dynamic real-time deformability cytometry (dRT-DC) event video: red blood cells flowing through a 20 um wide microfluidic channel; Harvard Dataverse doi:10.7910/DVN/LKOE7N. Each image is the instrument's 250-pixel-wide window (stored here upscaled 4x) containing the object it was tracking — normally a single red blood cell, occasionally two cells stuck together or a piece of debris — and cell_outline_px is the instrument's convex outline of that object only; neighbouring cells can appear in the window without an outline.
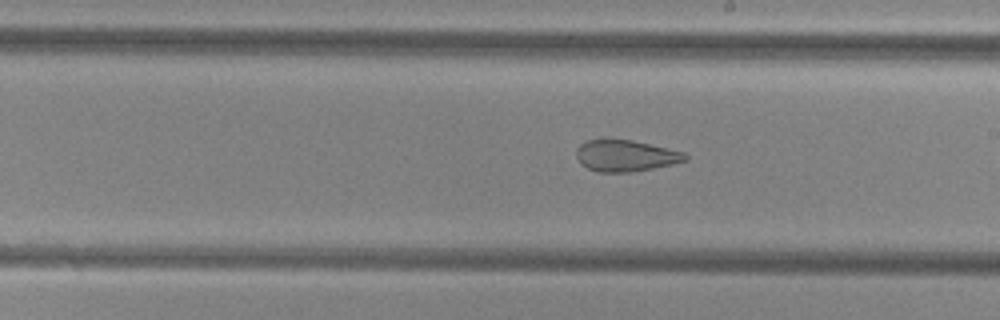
{"species": "common noctule bat (a hibernating species)", "species_latin": "Nyctalus noctula", "temperature_condition": "cold", "stored_images_in_passage": 40, "camera_frame_rate_fps": 3000, "um_per_image_px": 0.085, "animal": {"sex": "female", "body_mass_g": 29.2, "forearm_length_mm": 56.3}, "frame": {"image": 1, "passage_image": 28, "time_ms": 9.0, "image_size_px": [1000, 320], "cell_outline_px": [[688, 160], [672, 164], [652, 168], [628, 172], [596, 172], [580, 164], [576, 156], [576, 148], [580, 144], [588, 140], [632, 140], [684, 152], [688, 156]], "centroid_in_image_um": [53.15, 13.24], "position_along_channel_um": 235.8, "area_um2": 19.77}}